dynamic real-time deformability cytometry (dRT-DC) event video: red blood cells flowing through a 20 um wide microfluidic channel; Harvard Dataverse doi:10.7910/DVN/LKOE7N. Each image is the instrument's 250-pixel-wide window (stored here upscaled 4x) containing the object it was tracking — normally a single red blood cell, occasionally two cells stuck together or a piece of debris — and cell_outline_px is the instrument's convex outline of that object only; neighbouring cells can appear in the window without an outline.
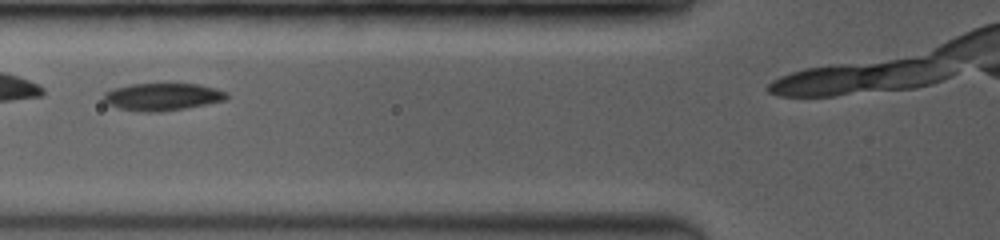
{"species": "common noctule bat (a hibernating species)", "species_latin": "Nyctalus noctula", "temperature_condition": "room temperature", "stored_images_in_passage": 13, "camera_frame_rate_fps": 3500, "um_per_image_px": 0.085, "animal": {"sex": "female", "body_mass_g": 19.0, "forearm_length_mm": 53.3}, "frame": {"image": 1, "passage_image": 6, "time_ms": 1.429, "image_size_px": [1000, 240], "cell_outline_px": [[228, 96], [224, 100], [184, 108], [160, 112], [140, 112], [116, 108], [108, 104], [104, 100], [104, 92], [112, 88], [132, 84], [200, 84], [216, 88], [228, 92]], "centroid_in_image_um": [13.77, 8.23], "position_along_channel_um": 112.0, "area_um2": 19.65}}
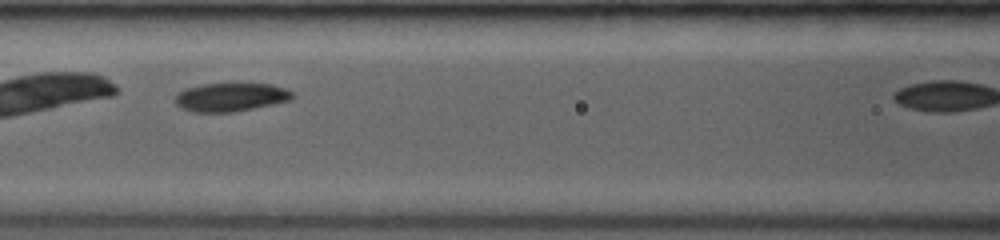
{"frame": {"image": 2, "passage_image": 9, "time_ms": 2.286, "image_size_px": [1000, 240], "cell_outline_px": [[296, 96], [292, 100], [232, 112], [192, 112], [180, 108], [176, 104], [176, 96], [184, 88], [200, 84], [272, 84], [284, 88], [292, 92]], "centroid_in_image_um": [19.61, 8.26], "position_along_channel_um": 147.0, "area_um2": 19.42}}